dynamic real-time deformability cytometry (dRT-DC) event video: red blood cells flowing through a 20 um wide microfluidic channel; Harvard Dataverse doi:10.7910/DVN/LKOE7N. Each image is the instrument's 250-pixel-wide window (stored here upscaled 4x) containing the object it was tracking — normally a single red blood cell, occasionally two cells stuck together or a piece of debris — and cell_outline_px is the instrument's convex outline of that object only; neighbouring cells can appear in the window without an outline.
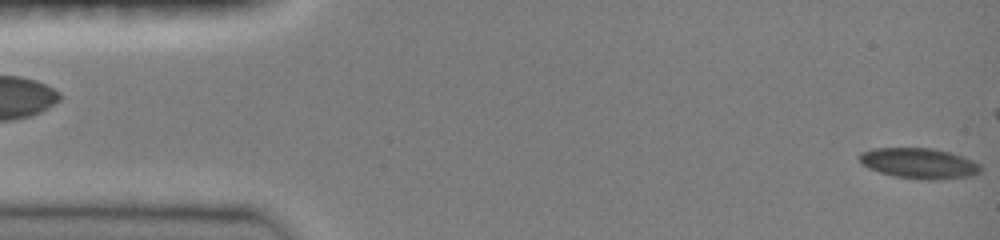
{"species": "common noctule bat (a hibernating species)", "species_latin": "Nyctalus noctula", "temperature_condition": "room temperature", "stored_images_in_passage": 10, "segment_of_instrument_passage": [2, 2], "camera_frame_rate_fps": 3000, "um_per_image_px": 0.085, "animal": {"sex": "female", "body_mass_g": 19.0, "forearm_length_mm": 51.5}, "frame": {"image": 1, "passage_image": 10, "time_ms": 5.0, "image_size_px": [1000, 240], "cell_outline_px": [[980, 172], [964, 176], [896, 176], [880, 172], [868, 168], [856, 156], [860, 152], [872, 148], [932, 148], [948, 152], [972, 160], [980, 164]], "centroid_in_image_um": [78.0, 13.8], "position_along_channel_um": 7.0, "area_um2": 20.11}}